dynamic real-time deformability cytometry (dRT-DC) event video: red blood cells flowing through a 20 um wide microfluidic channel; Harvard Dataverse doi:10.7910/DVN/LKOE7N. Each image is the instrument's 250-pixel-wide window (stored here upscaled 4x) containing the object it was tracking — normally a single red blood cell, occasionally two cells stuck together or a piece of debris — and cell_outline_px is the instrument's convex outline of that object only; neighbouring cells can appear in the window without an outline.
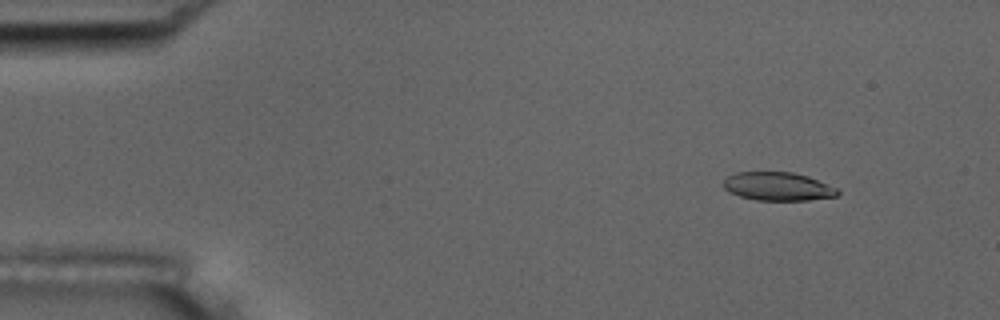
{"species": "common noctule bat (a hibernating species)", "species_latin": "Nyctalus noctula", "temperature_condition": "room temperature", "stored_images_in_passage": 55, "camera_frame_rate_fps": 3000, "um_per_image_px": 0.085, "animal": {"sex": "male", "body_mass_g": 17.5, "forearm_length_mm": 52.3}, "frame": {"image": 1, "passage_image": 6, "time_ms": 1.667, "image_size_px": [1000, 320], "cell_outline_px": [[840, 192], [836, 196], [808, 200], [756, 200], [740, 196], [724, 188], [724, 180], [728, 176], [736, 172], [792, 172], [808, 176], [836, 188]], "centroid_in_image_um": [66.12, 15.84], "position_along_channel_um": 18.9, "area_um2": 18.67}}
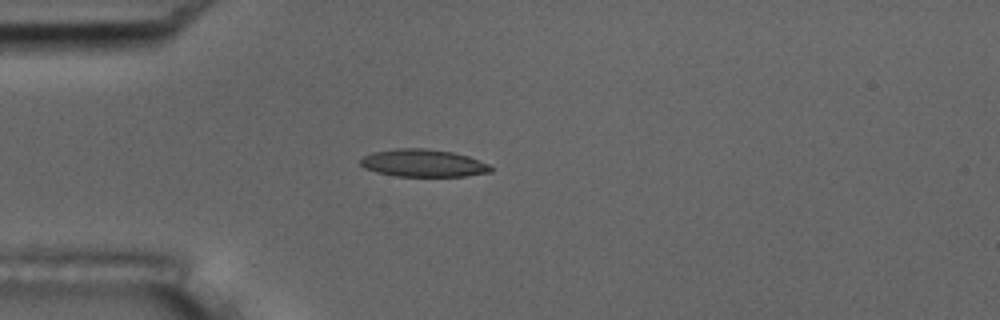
{"frame": {"image": 2, "passage_image": 15, "time_ms": 4.667, "image_size_px": [1000, 320], "cell_outline_px": [[492, 172], [468, 176], [396, 176], [376, 172], [364, 168], [360, 164], [360, 160], [364, 156], [372, 152], [396, 148], [428, 148], [452, 152], [468, 156], [488, 164], [492, 168]], "centroid_in_image_um": [35.96, 13.86], "position_along_channel_um": 49.0, "area_um2": 20.98}}
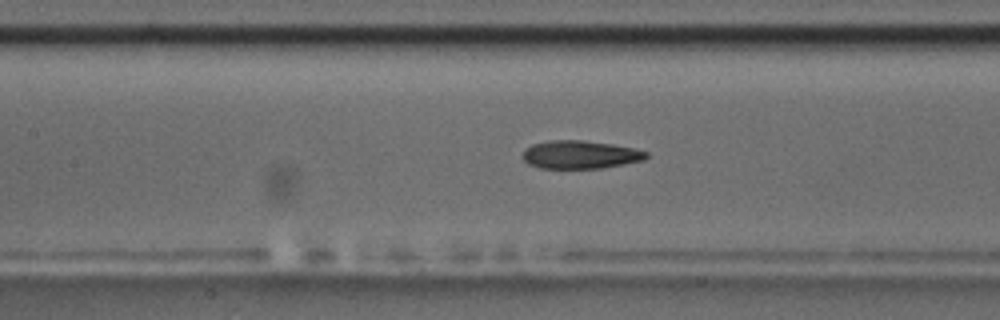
{"frame": {"image": 3, "passage_image": 25, "time_ms": 8.0, "image_size_px": [1000, 320], "cell_outline_px": [[648, 156], [644, 160], [624, 164], [600, 168], [540, 168], [528, 164], [520, 156], [524, 148], [532, 144], [548, 140], [584, 140], [612, 144], [632, 148], [648, 152]], "centroid_in_image_um": [49.26, 13.14], "position_along_channel_um": 158.1, "area_um2": 20.4}, "authors_computed_cell_mechanics": {"area_um2": 20.4612, "velocity_mm_per_s": 3.6492, "shape_relaxation_time_tau1_ms": 11.138, "shape_relaxation_time_tau2_ms": 4.4471, "deformation_change_tau1": 0.2225, "deformation_change_tau2": 0.1221}}